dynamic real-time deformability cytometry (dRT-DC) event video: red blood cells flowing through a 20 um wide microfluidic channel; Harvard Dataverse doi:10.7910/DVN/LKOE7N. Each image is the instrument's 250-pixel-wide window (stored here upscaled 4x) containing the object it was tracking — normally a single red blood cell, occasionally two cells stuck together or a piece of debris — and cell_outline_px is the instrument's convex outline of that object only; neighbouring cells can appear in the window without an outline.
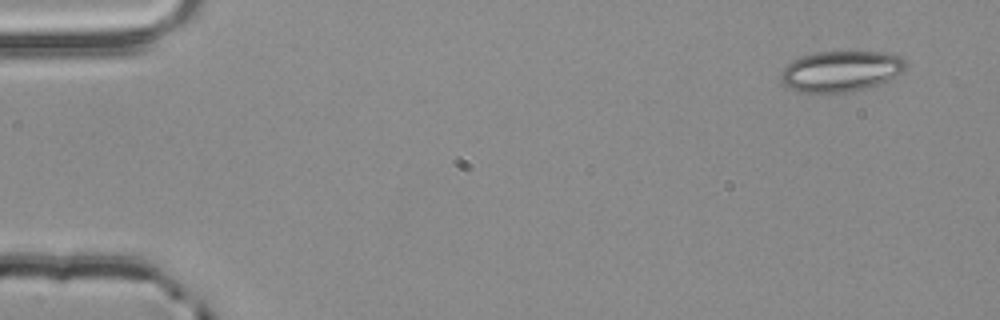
{"species": "common noctule bat (a hibernating species)", "species_latin": "Nyctalus noctula", "temperature_condition": "room temperature", "stored_images_in_passage": 4, "camera_frame_rate_fps": 3000, "um_per_image_px": 0.085, "animal": {"sex": "male", "body_mass_g": 20.4}, "frame": {"image": 1, "passage_image": 1, "time_ms": 0.0, "image_size_px": [1000, 320], "cell_outline_px": [[908, 64], [904, 72], [880, 84], [848, 92], [800, 92], [788, 88], [780, 80], [780, 72], [792, 60], [800, 56], [816, 52], [888, 52], [900, 56]], "centroid_in_image_um": [71.48, 6.04], "position_along_channel_um": 13.5, "area_um2": 29.88}}
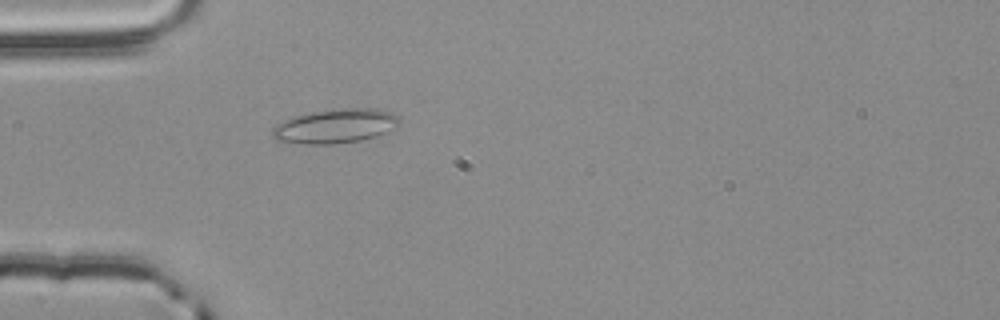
{"frame": {"image": 2, "passage_image": 4, "time_ms": 1.0, "image_size_px": [1000, 320], "cell_outline_px": [[400, 124], [396, 128], [376, 136], [360, 140], [332, 144], [304, 144], [276, 140], [272, 136], [272, 128], [276, 124], [296, 116], [312, 112], [344, 108], [376, 108], [392, 112], [400, 116]], "centroid_in_image_um": [28.56, 10.71], "position_along_channel_um": 56.4, "area_um2": 25.37}}